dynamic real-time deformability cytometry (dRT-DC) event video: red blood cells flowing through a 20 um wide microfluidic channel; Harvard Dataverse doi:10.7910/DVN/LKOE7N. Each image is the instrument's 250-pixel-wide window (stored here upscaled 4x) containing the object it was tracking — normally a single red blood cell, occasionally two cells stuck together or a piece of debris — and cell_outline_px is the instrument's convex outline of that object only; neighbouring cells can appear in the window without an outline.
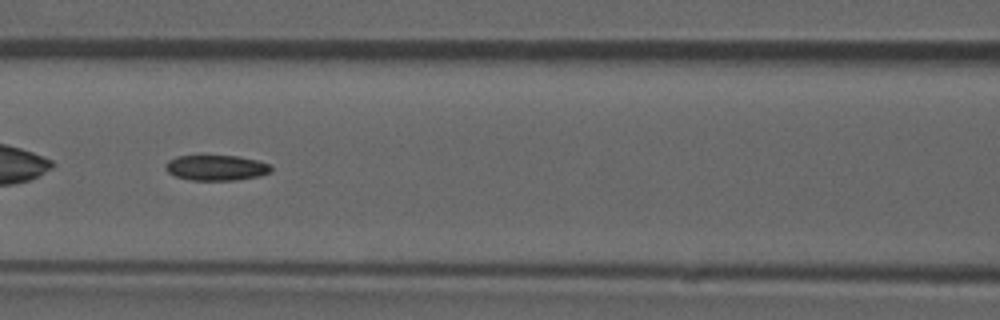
{"species": "common noctule bat (a hibernating species)", "species_latin": "Nyctalus noctula", "temperature_condition": "room temperature", "stored_images_in_passage": 53, "camera_frame_rate_fps": 3000, "um_per_image_px": 0.085, "animal": {"sex": "male", "forearm_length_mm": 52.5}, "frame": {"image": 1, "passage_image": 23, "time_ms": 7.333, "image_size_px": [1000, 320], "cell_outline_px": [[272, 172], [260, 176], [236, 180], [192, 180], [176, 176], [168, 172], [164, 168], [164, 164], [168, 160], [176, 156], [236, 156], [256, 160], [272, 164]], "centroid_in_image_um": [18.4, 14.26], "position_along_channel_um": 148.2, "area_um2": 15.72}}
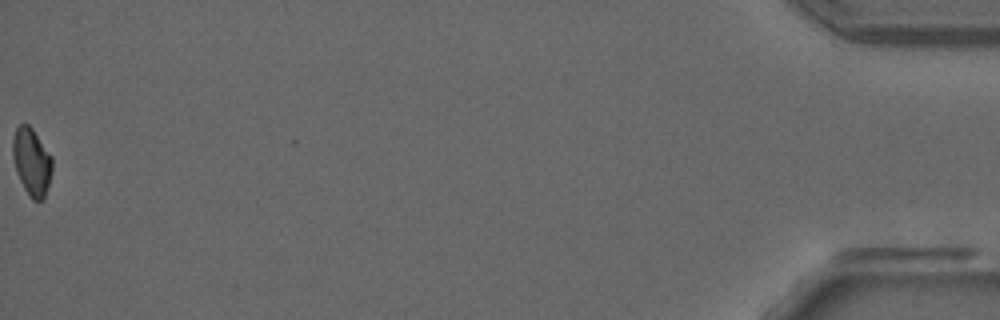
{"frame": {"image": 2, "passage_image": 53, "time_ms": 17.333, "image_size_px": [1000, 320], "cell_outline_px": [[52, 172], [44, 200], [32, 200], [24, 188], [16, 172], [12, 156], [12, 140], [16, 128], [20, 124], [28, 124], [32, 128], [52, 156]], "centroid_in_image_um": [2.69, 13.75], "position_along_channel_um": 432.5, "area_um2": 15.61}, "authors_computed_cell_mechanics": {"area_um2": 16.0684, "velocity_mm_per_s": 3.885, "shape_relaxation_time_tau1_ms": null, "shape_relaxation_time_tau2_ms": 8.1101, "deformation_change_tau1": null, "deformation_change_tau2": 0.1444}}